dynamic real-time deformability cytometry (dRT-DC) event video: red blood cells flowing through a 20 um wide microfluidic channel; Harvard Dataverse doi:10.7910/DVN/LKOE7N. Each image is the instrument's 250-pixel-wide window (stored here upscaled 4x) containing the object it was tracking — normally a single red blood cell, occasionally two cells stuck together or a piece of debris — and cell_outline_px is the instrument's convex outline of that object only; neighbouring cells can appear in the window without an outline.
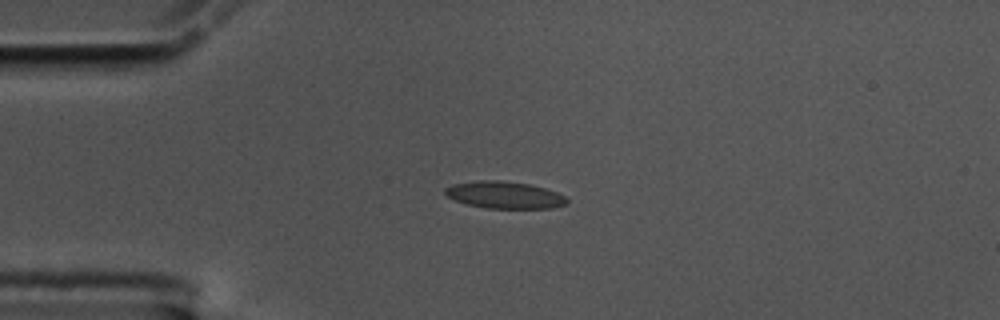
{"species": "common noctule bat (a hibernating species)", "species_latin": "Nyctalus noctula", "temperature_condition": "cold", "stored_images_in_passage": 38, "camera_frame_rate_fps": 3000, "um_per_image_px": 0.085, "animal": {"sex": "male", "body_mass_g": 17.5, "forearm_length_mm": 52.3}, "frame": {"image": 1, "passage_image": 1, "time_ms": 0.0, "image_size_px": [1000, 320], "cell_outline_px": [[568, 204], [552, 208], [488, 208], [468, 204], [456, 200], [448, 196], [444, 192], [444, 188], [452, 184], [480, 180], [500, 180], [528, 184], [544, 188], [556, 192], [564, 196], [568, 200]], "centroid_in_image_um": [42.89, 16.57], "position_along_channel_um": 42.1, "area_um2": 19.02}}
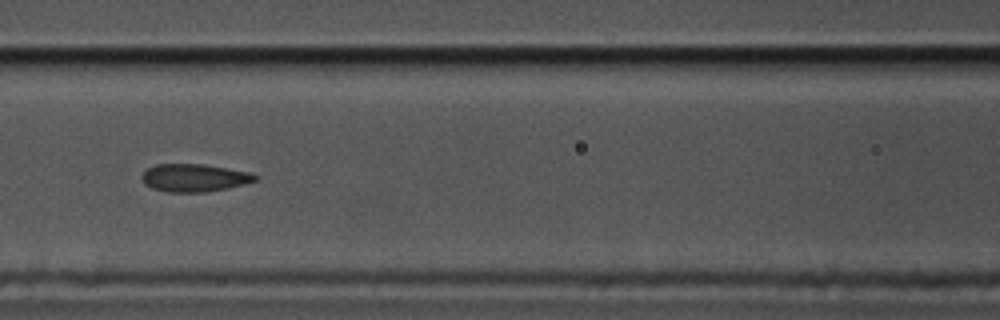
{"frame": {"image": 2, "passage_image": 12, "time_ms": 3.667, "image_size_px": [1000, 320], "cell_outline_px": [[256, 180], [244, 184], [204, 192], [168, 192], [152, 188], [144, 184], [144, 172], [148, 168], [156, 164], [204, 164], [252, 172], [256, 176]], "centroid_in_image_um": [16.52, 15.1], "position_along_channel_um": 150.1, "area_um2": 18.09}}
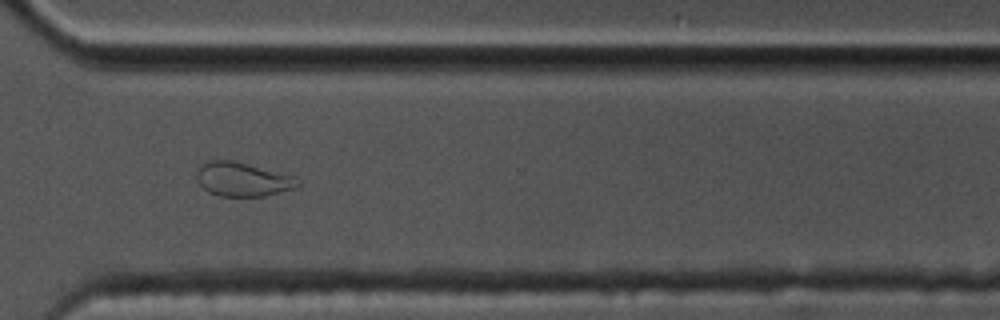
{"frame": {"image": 3, "passage_image": 29, "time_ms": 9.333, "image_size_px": [1000, 320], "cell_outline_px": [[300, 184], [292, 188], [264, 196], [220, 196], [208, 192], [200, 184], [196, 176], [200, 168], [208, 160], [232, 160], [296, 176]], "centroid_in_image_um": [20.62, 15.24], "position_along_channel_um": 350.0, "area_um2": 19.71}, "authors_computed_cell_mechanics": {"area_um2": 18.5249, "velocity_mm_per_s": 3.5289, "shape_relaxation_time_tau1_ms": null, "shape_relaxation_time_tau2_ms": 1.316, "deformation_change_tau1": null, "deformation_change_tau2": 0.0759}}